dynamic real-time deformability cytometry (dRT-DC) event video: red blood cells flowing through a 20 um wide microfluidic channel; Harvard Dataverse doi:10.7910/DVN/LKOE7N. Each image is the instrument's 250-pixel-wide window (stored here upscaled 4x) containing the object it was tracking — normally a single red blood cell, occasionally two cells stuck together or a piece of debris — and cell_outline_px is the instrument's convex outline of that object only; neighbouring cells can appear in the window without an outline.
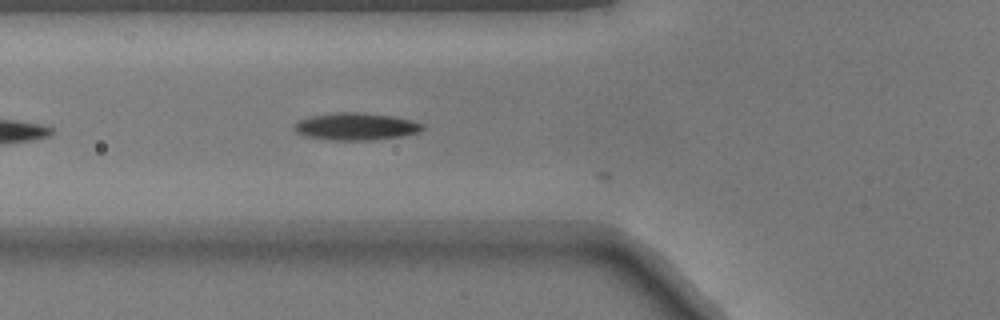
{"species": "common noctule bat (a hibernating species)", "species_latin": "Nyctalus noctula", "temperature_condition": "warm", "stored_images_in_passage": 6, "camera_frame_rate_fps": 3000, "um_per_image_px": 0.085, "animal": {"sex": "male", "body_mass_g": 17.9}, "frame": {"image": 1, "passage_image": 5, "time_ms": 1.333, "image_size_px": [1000, 320], "cell_outline_px": [[424, 128], [420, 132], [400, 136], [372, 140], [332, 140], [304, 136], [296, 132], [292, 128], [292, 124], [296, 120], [312, 116], [336, 112], [364, 112], [392, 116], [412, 120], [424, 124]], "centroid_in_image_um": [30.21, 10.74], "position_along_channel_um": 95.6, "area_um2": 20.63}}